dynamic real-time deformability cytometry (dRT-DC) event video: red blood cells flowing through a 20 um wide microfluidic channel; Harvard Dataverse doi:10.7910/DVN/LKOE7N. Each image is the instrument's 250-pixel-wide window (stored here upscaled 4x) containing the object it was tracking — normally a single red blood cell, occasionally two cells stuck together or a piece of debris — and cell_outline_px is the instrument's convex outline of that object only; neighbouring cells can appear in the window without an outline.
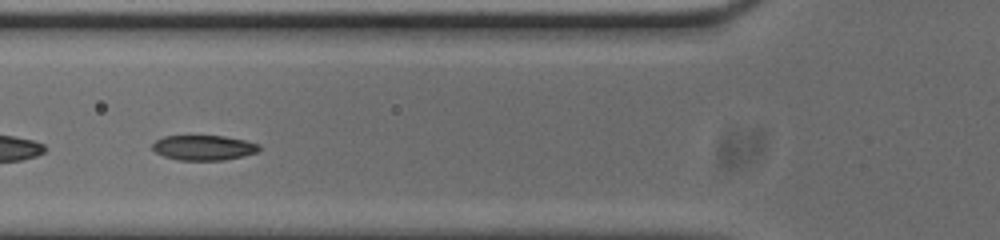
{"species": "common noctule bat (a hibernating species)", "species_latin": "Nyctalus noctula", "temperature_condition": "cold", "stored_images_in_passage": 49, "segment_of_instrument_passage": [2, 2], "camera_frame_rate_fps": 3000, "um_per_image_px": 0.085, "animal": {"sex": "male", "body_mass_g": 20.0, "forearm_length_mm": 53.3}, "frame": {"image": 1, "passage_image": 15, "time_ms": 4.667, "image_size_px": [1000, 240], "cell_outline_px": [[260, 148], [256, 152], [244, 156], [224, 160], [180, 160], [164, 156], [156, 152], [152, 148], [152, 144], [156, 140], [164, 136], [224, 136], [244, 140], [260, 144]], "centroid_in_image_um": [17.32, 12.55], "position_along_channel_um": 108.5, "area_um2": 15.49}}
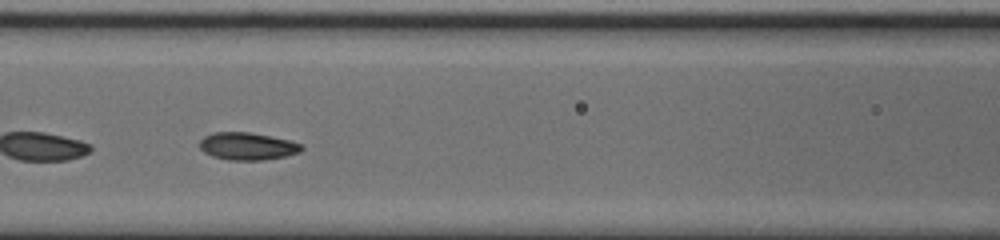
{"frame": {"image": 2, "passage_image": 18, "time_ms": 5.667, "image_size_px": [1000, 240], "cell_outline_px": [[304, 148], [300, 152], [284, 156], [264, 160], [228, 160], [212, 156], [204, 152], [200, 148], [200, 140], [204, 136], [212, 132], [248, 132], [288, 140], [304, 144]], "centroid_in_image_um": [21.02, 12.43], "position_along_channel_um": 145.6, "area_um2": 16.3}}
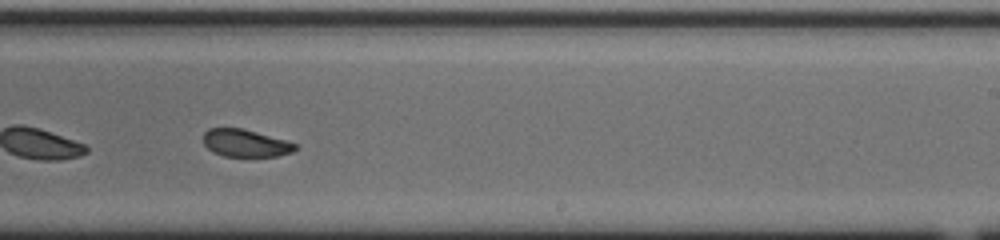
{"frame": {"image": 3, "passage_image": 28, "time_ms": 9.0, "image_size_px": [1000, 240], "cell_outline_px": [[296, 148], [292, 152], [276, 156], [224, 156], [212, 152], [204, 144], [204, 132], [208, 128], [244, 128], [288, 140], [296, 144]], "centroid_in_image_um": [20.87, 12.15], "position_along_channel_um": 268.1, "area_um2": 14.8}}